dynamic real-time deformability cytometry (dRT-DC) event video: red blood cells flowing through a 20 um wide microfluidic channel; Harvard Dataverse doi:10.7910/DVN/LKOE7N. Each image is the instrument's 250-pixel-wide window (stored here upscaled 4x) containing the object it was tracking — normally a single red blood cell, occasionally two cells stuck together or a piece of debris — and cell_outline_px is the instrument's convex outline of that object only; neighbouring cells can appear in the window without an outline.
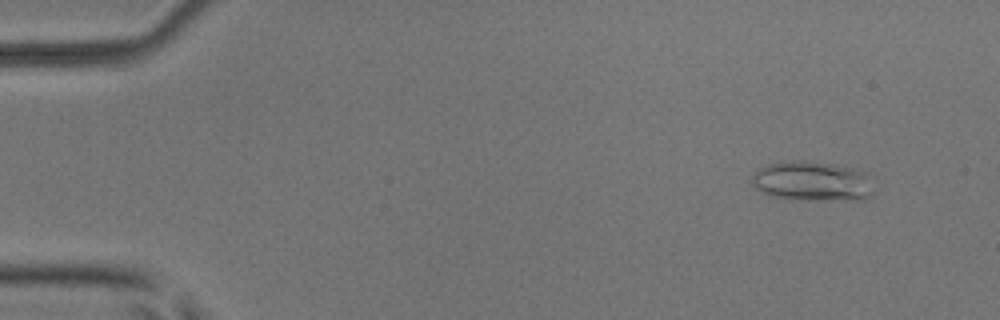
{"species": "common noctule bat (a hibernating species)", "species_latin": "Nyctalus noctula", "temperature_condition": "room temperature", "stored_images_in_passage": 52, "camera_frame_rate_fps": 3000, "um_per_image_px": 0.085, "animal": {"sex": "male", "body_mass_g": 17.9, "forearm_length_mm": 54.2}, "frame": {"image": 1, "passage_image": 5, "time_ms": 1.333, "image_size_px": [1000, 320], "cell_outline_px": [[872, 196], [864, 200], [792, 200], [772, 196], [760, 192], [752, 184], [752, 176], [760, 168], [768, 164], [796, 160], [804, 160], [832, 164], [856, 168], [868, 172], [872, 176]], "centroid_in_image_um": [69.11, 15.42], "position_along_channel_um": 15.9, "area_um2": 28.9}}
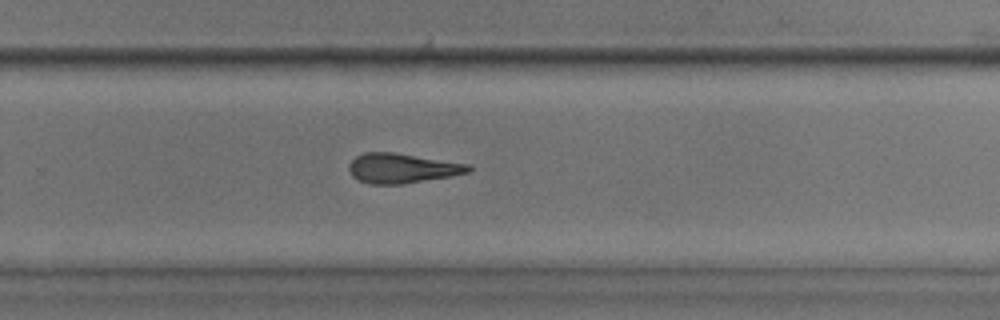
{"frame": {"image": 2, "passage_image": 35, "time_ms": 11.333, "image_size_px": [1000, 320], "cell_outline_px": [[472, 172], [452, 176], [400, 184], [368, 184], [352, 176], [348, 168], [348, 164], [356, 156], [364, 152], [392, 152], [472, 164]], "centroid_in_image_um": [34.21, 14.29], "position_along_channel_um": 295.6, "area_um2": 20.87}}
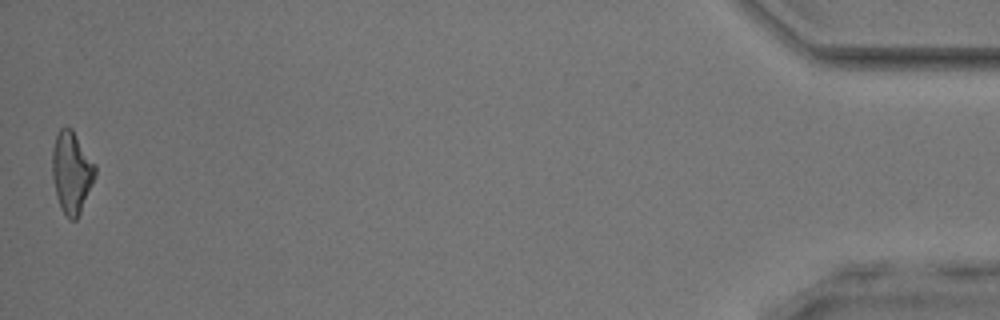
{"frame": {"image": 3, "passage_image": 52, "time_ms": 17.0, "image_size_px": [1000, 320], "cell_outline_px": [[96, 176], [80, 212], [76, 220], [68, 220], [60, 208], [56, 196], [52, 176], [52, 148], [56, 136], [60, 128], [64, 124], [72, 128], [96, 164]], "centroid_in_image_um": [6.08, 14.62], "position_along_channel_um": 429.1, "area_um2": 20.81}, "authors_computed_cell_mechanics": {"area_um2": 20.9814, "velocity_mm_per_s": 3.973, "shape_relaxation_time_tau1_ms": null, "shape_relaxation_time_tau2_ms": 4.4827, "deformation_change_tau1": null, "deformation_change_tau2": 0.187}}